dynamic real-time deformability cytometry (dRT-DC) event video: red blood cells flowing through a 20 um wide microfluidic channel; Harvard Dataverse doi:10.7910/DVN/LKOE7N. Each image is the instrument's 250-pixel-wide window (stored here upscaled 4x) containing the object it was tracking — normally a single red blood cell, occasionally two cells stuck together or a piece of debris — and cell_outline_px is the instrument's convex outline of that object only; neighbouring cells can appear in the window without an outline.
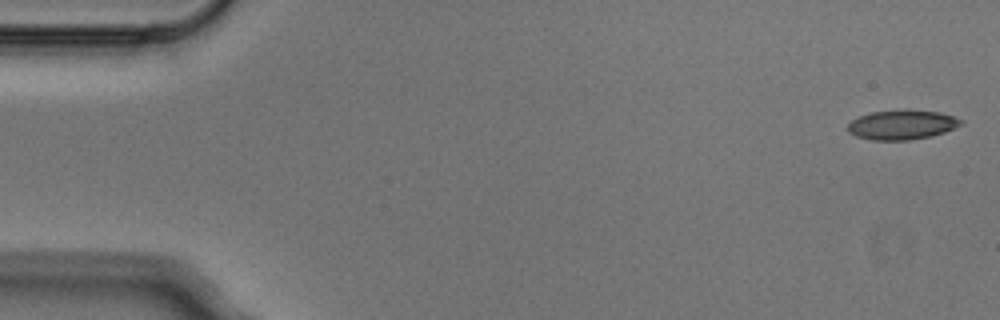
{"species": "Egyptian fruit bat (a non-hibernating species)", "species_latin": "Rousettus aegyptiacus", "temperature_condition": "cold", "stored_images_in_passage": 5, "camera_frame_rate_fps": 3000, "um_per_image_px": 0.085, "animal": {"sex": "male"}, "frame": {"image": 1, "passage_image": 1, "time_ms": 0.0, "image_size_px": [1000, 320], "cell_outline_px": [[964, 124], [944, 132], [932, 136], [908, 140], [872, 140], [856, 136], [848, 132], [848, 124], [852, 120], [860, 116], [872, 112], [904, 108], [908, 108], [940, 112], [956, 116], [964, 120]], "centroid_in_image_um": [76.72, 10.58], "position_along_channel_um": 8.3, "area_um2": 19.94}}
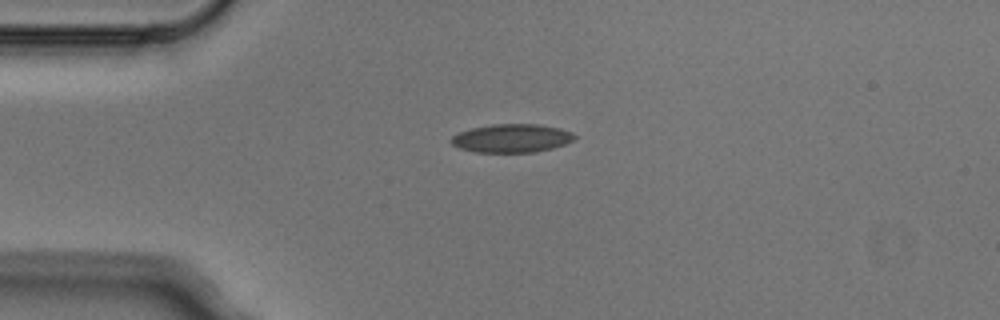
{"frame": {"image": 2, "passage_image": 4, "time_ms": 1.0, "image_size_px": [1000, 320], "cell_outline_px": [[576, 136], [572, 140], [564, 144], [552, 148], [536, 152], [476, 152], [460, 148], [452, 144], [448, 140], [452, 136], [460, 132], [472, 128], [492, 124], [536, 124], [560, 128], [572, 132]], "centroid_in_image_um": [43.48, 11.75], "position_along_channel_um": 41.5, "area_um2": 20.35}}